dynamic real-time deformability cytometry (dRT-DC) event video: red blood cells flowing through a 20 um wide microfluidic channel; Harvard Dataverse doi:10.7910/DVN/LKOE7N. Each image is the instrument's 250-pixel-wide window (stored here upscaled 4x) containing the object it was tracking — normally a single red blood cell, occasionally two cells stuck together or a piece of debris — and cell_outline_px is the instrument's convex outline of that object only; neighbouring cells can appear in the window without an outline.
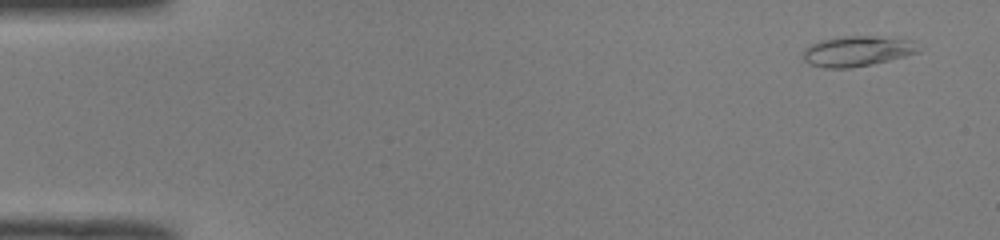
{"species": "common noctule bat (a hibernating species)", "species_latin": "Nyctalus noctula", "temperature_condition": "room temperature", "stored_images_in_passage": 51, "camera_frame_rate_fps": 3000, "um_per_image_px": 0.085, "animal": {"sex": "male", "body_mass_g": 19.0, "forearm_length_mm": 50.8}, "frame": {"image": 1, "passage_image": 3, "time_ms": 0.667, "image_size_px": [1000, 240], "cell_outline_px": [[920, 52], [872, 64], [848, 68], [824, 68], [808, 64], [804, 60], [804, 48], [820, 40], [836, 36], [904, 36], [912, 40]], "centroid_in_image_um": [72.88, 4.32], "position_along_channel_um": 12.1, "area_um2": 20.75}}
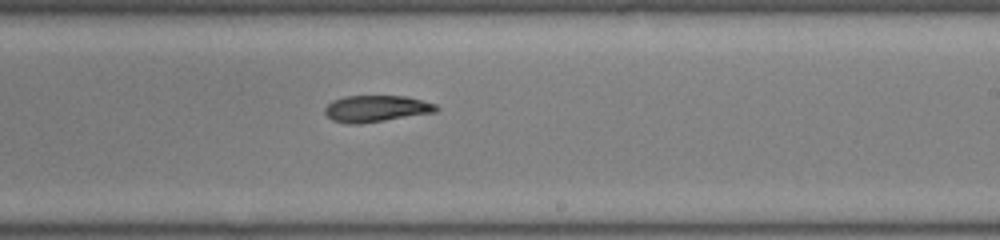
{"frame": {"image": 2, "passage_image": 31, "time_ms": 10.0, "image_size_px": [1000, 240], "cell_outline_px": [[440, 108], [436, 112], [360, 124], [344, 124], [332, 120], [324, 112], [324, 108], [332, 100], [344, 96], [404, 96], [436, 104]], "centroid_in_image_um": [31.94, 9.24], "position_along_channel_um": 257.1, "area_um2": 17.28}}
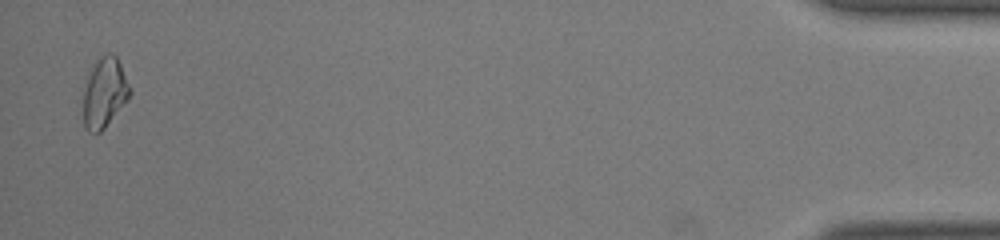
{"frame": {"image": 3, "passage_image": 50, "time_ms": 16.333, "image_size_px": [1000, 240], "cell_outline_px": [[132, 92], [104, 128], [100, 132], [88, 132], [84, 128], [84, 80], [100, 56], [108, 52], [112, 52], [116, 56], [120, 64]], "centroid_in_image_um": [8.85, 7.85], "position_along_channel_um": 426.3, "area_um2": 18.67}, "authors_computed_cell_mechanics": {"area_um2": 18.3804, "velocity_mm_per_s": 4.0236, "shape_relaxation_time_tau1_ms": 6.1718, "shape_relaxation_time_tau2_ms": null, "deformation_change_tau1": 0.1583, "deformation_change_tau2": null}}